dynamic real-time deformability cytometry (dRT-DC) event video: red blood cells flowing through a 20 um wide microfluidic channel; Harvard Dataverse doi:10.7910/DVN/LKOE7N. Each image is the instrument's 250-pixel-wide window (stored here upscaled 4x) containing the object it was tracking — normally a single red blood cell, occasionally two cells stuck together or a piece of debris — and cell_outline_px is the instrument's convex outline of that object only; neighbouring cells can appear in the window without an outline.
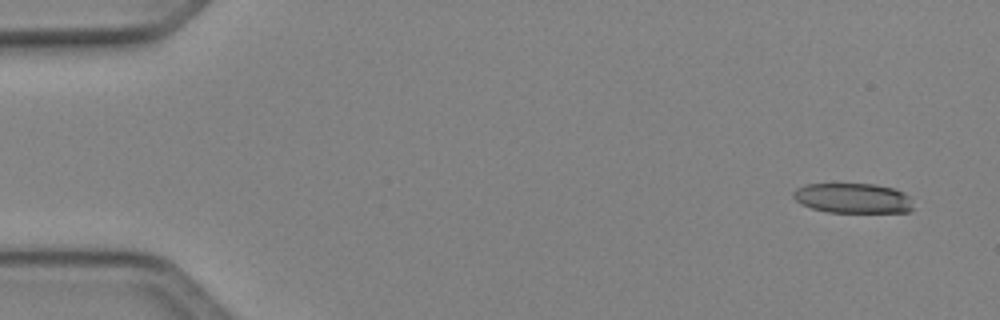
{"species": "Egyptian fruit bat (a non-hibernating species)", "species_latin": "Rousettus aegyptiacus", "temperature_condition": "cold", "stored_images_in_passage": 48, "camera_frame_rate_fps": 3000, "um_per_image_px": 0.085, "animal": {"sex": "female"}, "frame": {"image": 1, "passage_image": 1, "time_ms": 0.0, "image_size_px": [1000, 320], "cell_outline_px": [[912, 212], [828, 212], [812, 208], [796, 200], [792, 196], [792, 192], [796, 188], [808, 184], [876, 184], [892, 188], [904, 192], [908, 196], [912, 208]], "centroid_in_image_um": [72.49, 16.84], "position_along_channel_um": 12.5, "area_um2": 20.81}}
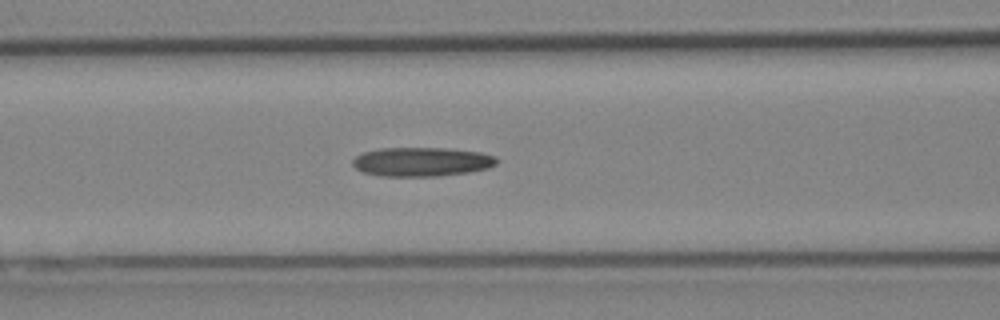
{"frame": {"image": 2, "passage_image": 19, "time_ms": 6.0, "image_size_px": [1000, 320], "cell_outline_px": [[496, 164], [488, 168], [468, 172], [440, 176], [380, 176], [364, 172], [356, 168], [352, 164], [352, 160], [356, 156], [364, 152], [380, 148], [444, 148], [480, 152], [496, 156]], "centroid_in_image_um": [35.84, 13.75], "position_along_channel_um": 130.8, "area_um2": 24.33}}
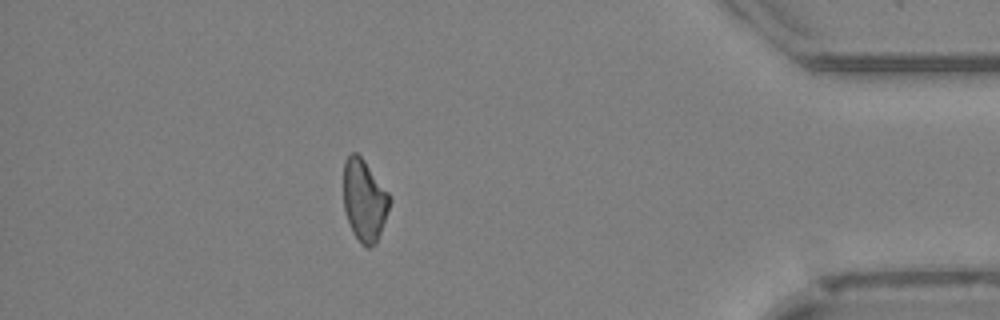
{"frame": {"image": 3, "passage_image": 42, "time_ms": 13.667, "image_size_px": [1000, 320], "cell_outline_px": [[392, 200], [376, 244], [368, 248], [364, 248], [360, 244], [352, 232], [344, 208], [344, 160], [352, 152], [356, 152], [364, 160], [388, 192]], "centroid_in_image_um": [30.97, 17.06], "position_along_channel_um": 404.2, "area_um2": 22.02}}